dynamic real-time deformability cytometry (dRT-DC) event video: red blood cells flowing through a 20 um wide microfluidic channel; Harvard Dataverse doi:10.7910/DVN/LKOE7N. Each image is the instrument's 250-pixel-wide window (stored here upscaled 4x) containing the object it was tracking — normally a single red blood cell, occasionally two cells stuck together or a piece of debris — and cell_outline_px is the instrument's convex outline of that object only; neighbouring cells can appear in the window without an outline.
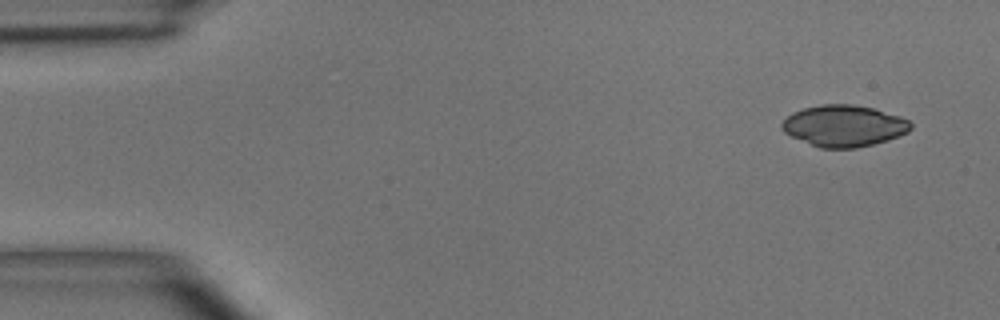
{"species": "common noctule bat (a hibernating species)", "species_latin": "Nyctalus noctula", "temperature_condition": "room temperature", "stored_images_in_passage": 3, "camera_frame_rate_fps": 3000, "um_per_image_px": 0.085, "animal": {"sex": "male", "body_mass_g": 15.6}, "frame": {"image": 1, "passage_image": 1, "time_ms": 0.0, "image_size_px": [1000, 320], "cell_outline_px": [[912, 128], [908, 132], [900, 136], [888, 140], [856, 148], [820, 148], [792, 136], [784, 132], [780, 128], [780, 124], [792, 112], [804, 108], [820, 104], [852, 104], [872, 108], [900, 116], [908, 120], [912, 124]], "centroid_in_image_um": [71.74, 10.69], "position_along_channel_um": 13.3, "area_um2": 31.1}}